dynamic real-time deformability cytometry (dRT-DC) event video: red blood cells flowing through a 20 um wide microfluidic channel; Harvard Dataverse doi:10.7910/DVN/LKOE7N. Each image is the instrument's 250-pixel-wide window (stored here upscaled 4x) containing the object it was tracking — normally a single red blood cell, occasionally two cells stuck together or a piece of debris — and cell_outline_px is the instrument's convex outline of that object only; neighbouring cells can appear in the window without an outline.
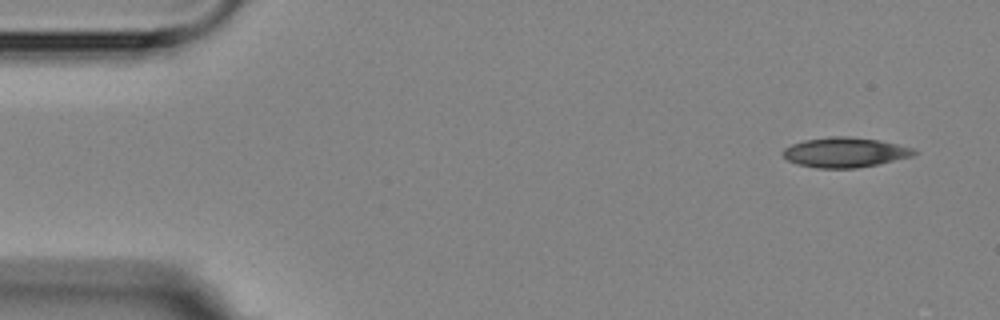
{"species": "Egyptian fruit bat (a non-hibernating species)", "species_latin": "Rousettus aegyptiacus", "temperature_condition": "room temperature", "stored_images_in_passage": 8, "camera_frame_rate_fps": 3000, "um_per_image_px": 0.085, "animal": {"sex": "female"}, "frame": {"image": 1, "passage_image": 1, "time_ms": 0.0, "image_size_px": [1000, 320], "cell_outline_px": [[920, 152], [912, 156], [876, 164], [856, 168], [816, 168], [796, 164], [788, 160], [780, 152], [784, 148], [792, 144], [804, 140], [832, 136], [848, 136], [880, 140], [912, 148]], "centroid_in_image_um": [71.79, 12.95], "position_along_channel_um": 13.2, "area_um2": 22.83}}
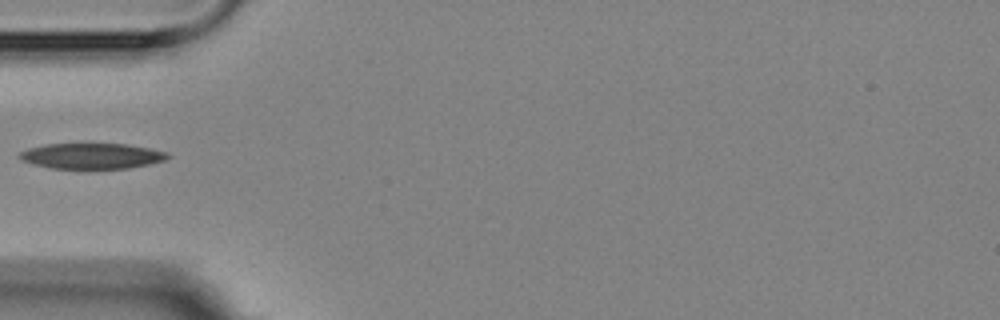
{"frame": {"image": 2, "passage_image": 5, "time_ms": 4.667, "image_size_px": [1000, 320], "cell_outline_px": [[172, 156], [164, 160], [148, 164], [128, 168], [52, 168], [36, 164], [24, 160], [16, 156], [20, 152], [28, 148], [44, 144], [128, 144], [168, 152]], "centroid_in_image_um": [7.82, 13.24], "position_along_channel_um": 77.2, "area_um2": 21.85}}
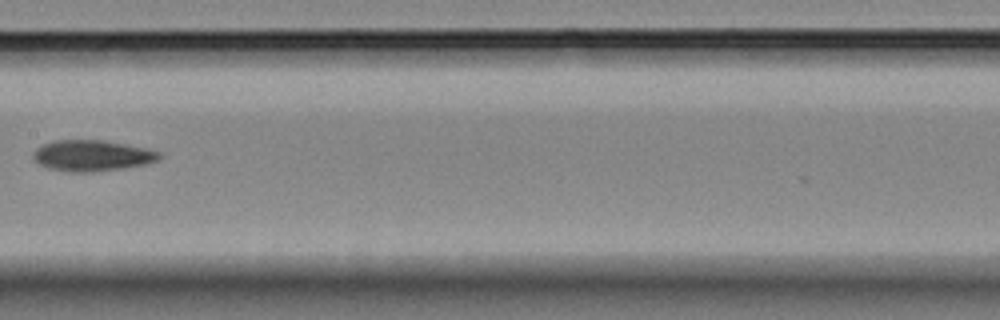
{"frame": {"image": 3, "passage_image": 8, "time_ms": 8.0, "image_size_px": [1000, 320], "cell_outline_px": [[160, 156], [156, 160], [144, 164], [120, 168], [92, 172], [72, 172], [48, 168], [40, 164], [32, 156], [32, 152], [40, 144], [52, 140], [104, 140], [148, 148], [160, 152]], "centroid_in_image_um": [7.77, 13.21], "position_along_channel_um": 199.6, "area_um2": 22.72}}